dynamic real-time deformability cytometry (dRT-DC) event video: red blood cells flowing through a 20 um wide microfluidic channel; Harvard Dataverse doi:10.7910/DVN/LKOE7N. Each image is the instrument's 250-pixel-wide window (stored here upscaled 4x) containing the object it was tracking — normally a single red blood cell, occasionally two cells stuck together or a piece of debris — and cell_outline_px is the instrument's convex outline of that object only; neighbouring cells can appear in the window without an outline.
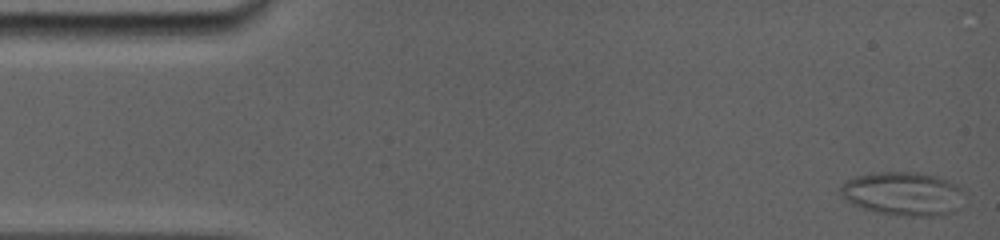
{"species": "common noctule bat (a hibernating species)", "species_latin": "Nyctalus noctula", "temperature_condition": "room temperature", "stored_images_in_passage": 6, "camera_frame_rate_fps": 5000, "um_per_image_px": 0.085, "animal": {"sex": "female", "body_mass_g": 19.0, "forearm_length_mm": 56.7}, "frame": {"image": 1, "passage_image": 1, "time_ms": 0.0, "image_size_px": [1000, 240], "cell_outline_px": [[968, 196], [960, 208], [944, 216], [904, 216], [876, 212], [852, 204], [840, 192], [840, 188], [848, 180], [856, 176], [880, 172], [916, 172], [936, 176], [960, 184]], "centroid_in_image_um": [76.91, 16.48], "position_along_channel_um": 8.1, "area_um2": 31.96}}
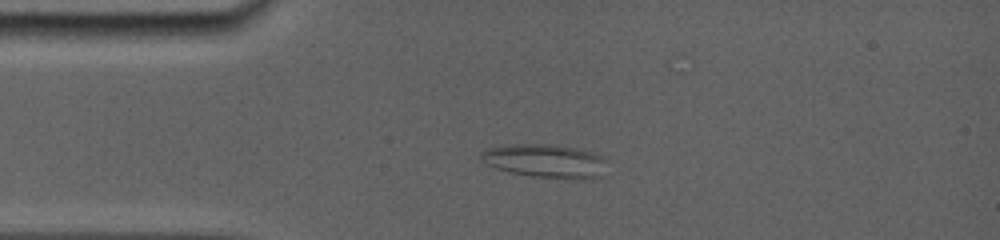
{"frame": {"image": 2, "passage_image": 4, "time_ms": 3.4, "image_size_px": [1000, 240], "cell_outline_px": [[608, 160], [604, 176], [584, 180], [532, 176], [508, 172], [496, 168], [480, 160], [480, 152], [488, 148], [512, 144], [548, 144], [576, 148], [592, 152], [604, 156]], "centroid_in_image_um": [46.43, 13.69], "position_along_channel_um": 38.6, "area_um2": 25.09}}